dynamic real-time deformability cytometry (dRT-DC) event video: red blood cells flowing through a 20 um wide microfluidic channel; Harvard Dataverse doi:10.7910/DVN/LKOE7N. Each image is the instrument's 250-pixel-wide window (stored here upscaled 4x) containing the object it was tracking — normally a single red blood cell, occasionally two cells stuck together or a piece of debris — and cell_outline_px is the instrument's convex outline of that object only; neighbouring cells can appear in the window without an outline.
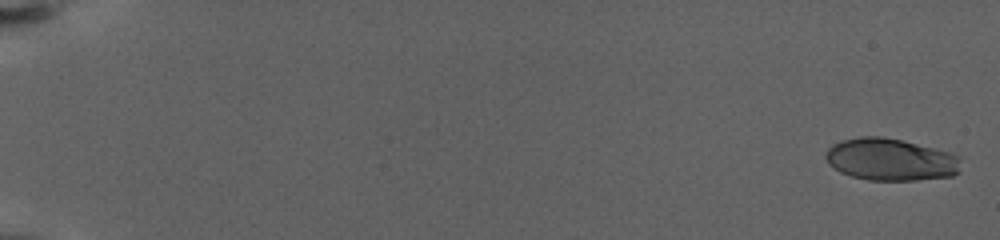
{"species": "human", "species_latin": "Homo sapiens", "temperature_condition": "warm", "stored_images_in_passage": 51, "camera_frame_rate_fps": 3000, "um_per_image_px": 0.085, "donor": {"sex": "female"}, "frame": {"image": 1, "passage_image": 1, "time_ms": 0.0, "image_size_px": [1000, 240], "cell_outline_px": [[960, 172], [952, 176], [916, 180], [868, 180], [852, 176], [840, 172], [828, 164], [824, 156], [824, 152], [832, 144], [840, 140], [860, 136], [884, 136], [952, 152], [960, 156]], "centroid_in_image_um": [75.69, 13.55], "position_along_channel_um": 9.3, "area_um2": 33.7}}
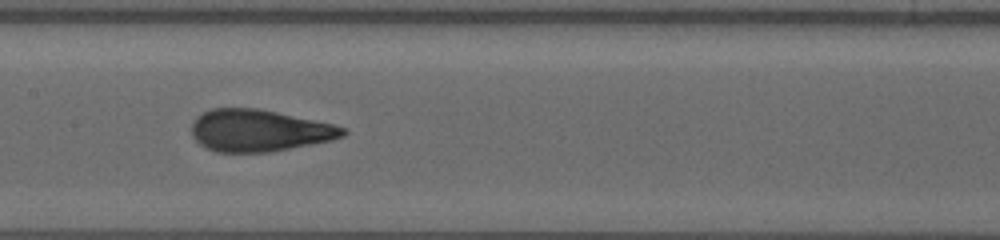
{"frame": {"image": 2, "passage_image": 29, "time_ms": 13.333, "image_size_px": [1000, 240], "cell_outline_px": [[348, 132], [344, 136], [332, 140], [268, 152], [216, 152], [204, 148], [192, 136], [192, 120], [196, 116], [212, 108], [256, 108], [276, 112], [332, 124], [344, 128]], "centroid_in_image_um": [21.97, 11.1], "position_along_channel_um": 185.4, "area_um2": 36.76}}
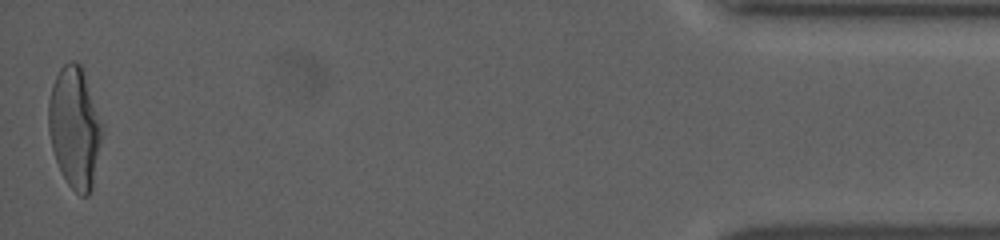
{"frame": {"image": 3, "passage_image": 51, "time_ms": 24.667, "image_size_px": [1000, 240], "cell_outline_px": [[104, 132], [92, 188], [88, 196], [80, 196], [68, 184], [56, 160], [52, 148], [48, 132], [48, 100], [52, 84], [60, 68], [68, 60], [72, 60], [80, 64], [84, 72], [104, 124]], "centroid_in_image_um": [6.37, 10.82], "position_along_channel_um": 428.8, "area_um2": 38.44}, "authors_computed_cell_mechanics": {"area_um2": 36.0672, "velocity_mm_per_s": 2.8352, "shape_relaxation_time_tau1_ms": 9.0052, "shape_relaxation_time_tau2_ms": null, "deformation_change_tau1": 0.2976, "deformation_change_tau2": null}}